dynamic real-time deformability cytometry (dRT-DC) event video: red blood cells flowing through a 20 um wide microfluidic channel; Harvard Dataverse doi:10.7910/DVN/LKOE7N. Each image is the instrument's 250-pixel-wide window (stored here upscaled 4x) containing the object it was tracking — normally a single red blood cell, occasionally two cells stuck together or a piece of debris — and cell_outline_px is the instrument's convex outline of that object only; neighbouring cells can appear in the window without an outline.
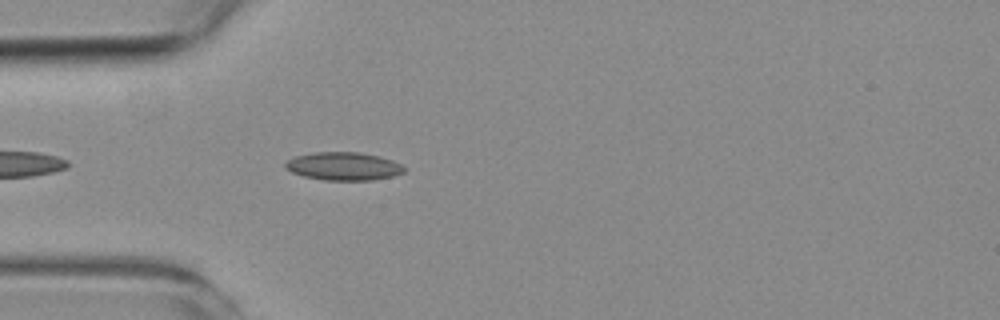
{"species": "common noctule bat (a hibernating species)", "species_latin": "Nyctalus noctula", "temperature_condition": "room temperature", "stored_images_in_passage": 2, "camera_frame_rate_fps": 3000, "um_per_image_px": 0.085, "animal": {"sex": "female", "body_mass_g": 19.3, "forearm_length_mm": 54.1}, "frame": {"image": 1, "passage_image": 2, "time_ms": 1.0, "image_size_px": [1000, 320], "cell_outline_px": [[404, 172], [392, 176], [372, 180], [324, 180], [304, 176], [292, 172], [284, 168], [284, 164], [288, 160], [296, 156], [312, 152], [360, 152], [380, 156], [392, 160], [400, 164], [404, 168]], "centroid_in_image_um": [29.18, 14.12], "position_along_channel_um": 55.8, "area_um2": 19.42}}